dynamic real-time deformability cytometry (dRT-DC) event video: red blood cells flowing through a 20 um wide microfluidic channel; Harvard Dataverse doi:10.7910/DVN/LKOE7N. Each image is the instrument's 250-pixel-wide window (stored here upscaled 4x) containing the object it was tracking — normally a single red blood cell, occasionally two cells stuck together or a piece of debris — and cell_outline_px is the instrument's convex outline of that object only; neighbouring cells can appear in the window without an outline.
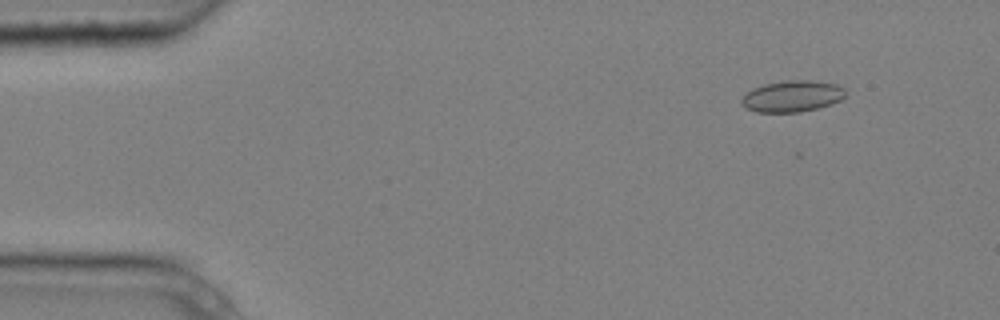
{"species": "common noctule bat (a hibernating species)", "species_latin": "Nyctalus noctula", "temperature_condition": "cold", "stored_images_in_passage": 5, "camera_frame_rate_fps": 3000, "um_per_image_px": 0.085, "animal": {"sex": "male", "body_mass_g": 20.4}, "frame": {"image": 1, "passage_image": 2, "time_ms": 0.333, "image_size_px": [1000, 320], "cell_outline_px": [[844, 96], [840, 100], [832, 104], [800, 112], [756, 112], [740, 104], [740, 100], [752, 88], [764, 84], [784, 80], [812, 80], [836, 84], [844, 88]], "centroid_in_image_um": [67.32, 8.17], "position_along_channel_um": 17.7, "area_um2": 18.96}}
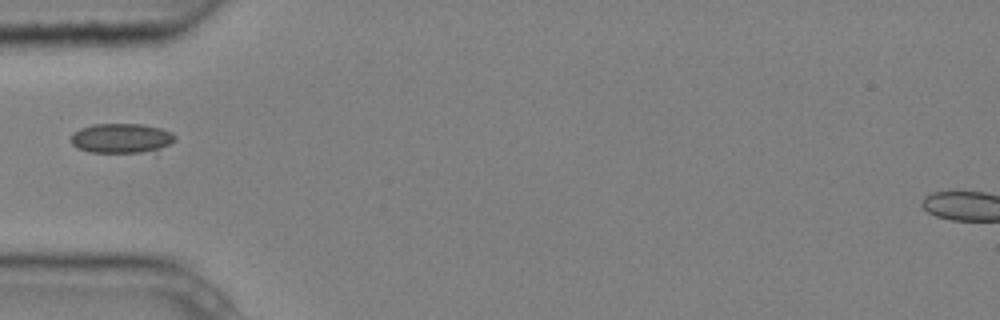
{"frame": {"image": 2, "passage_image": 5, "time_ms": 1.333, "image_size_px": [1000, 320], "cell_outline_px": [[176, 140], [156, 156], [92, 152], [76, 148], [72, 144], [72, 136], [80, 128], [92, 124], [144, 124], [160, 128], [172, 132], [176, 136]], "centroid_in_image_um": [10.48, 11.83], "position_along_channel_um": 74.5, "area_um2": 19.31}}